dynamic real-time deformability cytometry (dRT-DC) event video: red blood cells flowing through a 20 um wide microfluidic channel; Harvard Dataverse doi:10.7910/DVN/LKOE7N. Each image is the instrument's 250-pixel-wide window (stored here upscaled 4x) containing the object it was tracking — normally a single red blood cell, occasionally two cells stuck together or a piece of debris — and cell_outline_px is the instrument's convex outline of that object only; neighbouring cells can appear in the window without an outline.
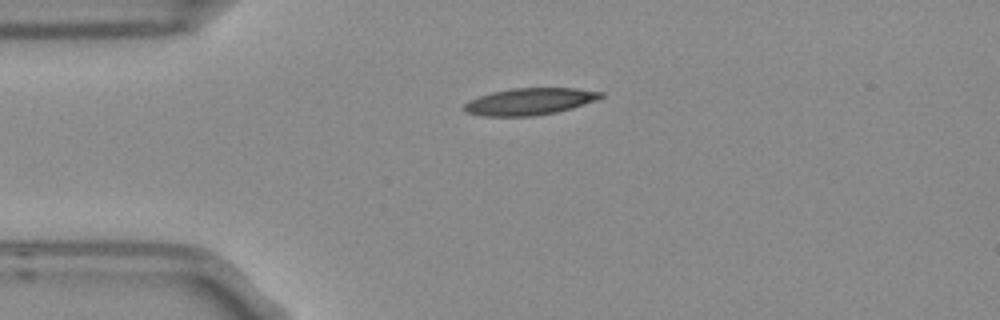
{"species": "Egyptian fruit bat (a non-hibernating species)", "species_latin": "Rousettus aegyptiacus", "temperature_condition": "room temperature", "stored_images_in_passage": 5, "camera_frame_rate_fps": 3000, "um_per_image_px": 0.085, "frame": {"image": 1, "passage_image": 1, "time_ms": 0.0, "image_size_px": [1000, 320], "cell_outline_px": [[604, 96], [596, 100], [572, 108], [556, 112], [532, 116], [484, 116], [464, 112], [460, 108], [468, 100], [492, 92], [512, 88], [576, 88], [604, 92]], "centroid_in_image_um": [44.99, 8.63], "position_along_channel_um": 40.0, "area_um2": 21.5}}
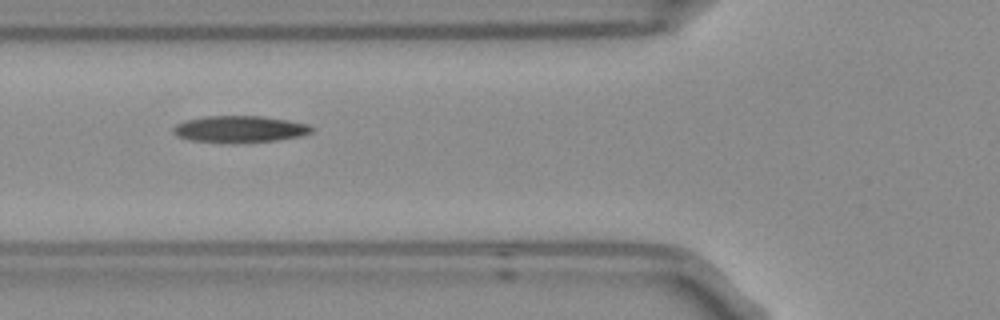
{"frame": {"image": 2, "passage_image": 3, "time_ms": 0.667, "image_size_px": [1000, 320], "cell_outline_px": [[316, 128], [312, 132], [300, 136], [276, 140], [232, 144], [220, 144], [188, 140], [176, 136], [172, 132], [172, 128], [176, 124], [184, 120], [204, 116], [264, 116], [288, 120], [308, 124]], "centroid_in_image_um": [20.32, 10.99], "position_along_channel_um": 105.5, "area_um2": 22.2}}